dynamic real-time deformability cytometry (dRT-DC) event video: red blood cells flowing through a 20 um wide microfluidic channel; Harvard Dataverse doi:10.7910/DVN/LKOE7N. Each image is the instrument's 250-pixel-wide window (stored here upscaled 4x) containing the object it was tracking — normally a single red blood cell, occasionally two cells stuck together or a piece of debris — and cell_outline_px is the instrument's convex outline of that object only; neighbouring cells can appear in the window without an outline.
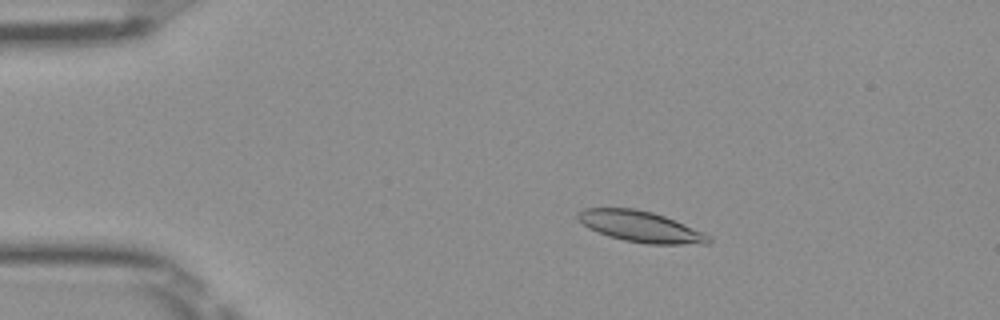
{"species": "Egyptian fruit bat (a non-hibernating species)", "species_latin": "Rousettus aegyptiacus", "temperature_condition": "room temperature", "stored_images_in_passage": 51, "camera_frame_rate_fps": 3000, "um_per_image_px": 0.085, "frame": {"image": 1, "passage_image": 10, "time_ms": 3.0, "image_size_px": [1000, 320], "cell_outline_px": [[712, 240], [708, 244], [648, 244], [624, 240], [608, 236], [588, 228], [576, 216], [584, 208], [636, 208], [652, 212], [664, 216], [704, 232], [712, 236]], "centroid_in_image_um": [54.49, 19.27], "position_along_channel_um": 30.5, "area_um2": 23.52}}
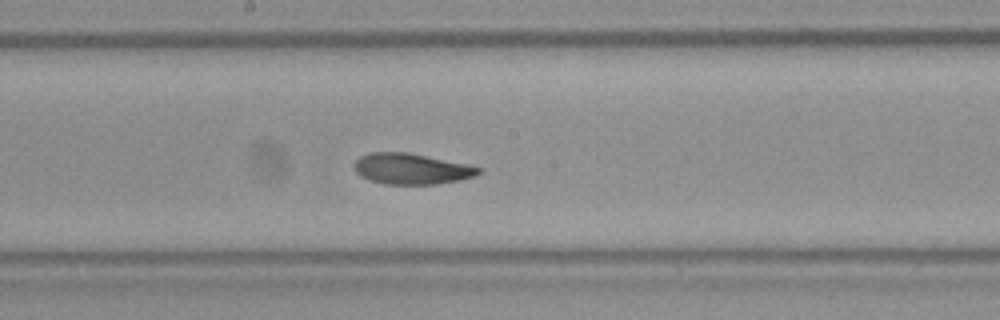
{"frame": {"image": 2, "passage_image": 28, "time_ms": 9.0, "image_size_px": [1000, 320], "cell_outline_px": [[480, 172], [476, 176], [460, 180], [436, 184], [384, 184], [368, 180], [360, 176], [356, 172], [356, 160], [360, 156], [368, 152], [408, 152], [468, 164], [480, 168]], "centroid_in_image_um": [34.97, 14.35], "position_along_channel_um": 213.2, "area_um2": 22.37}}
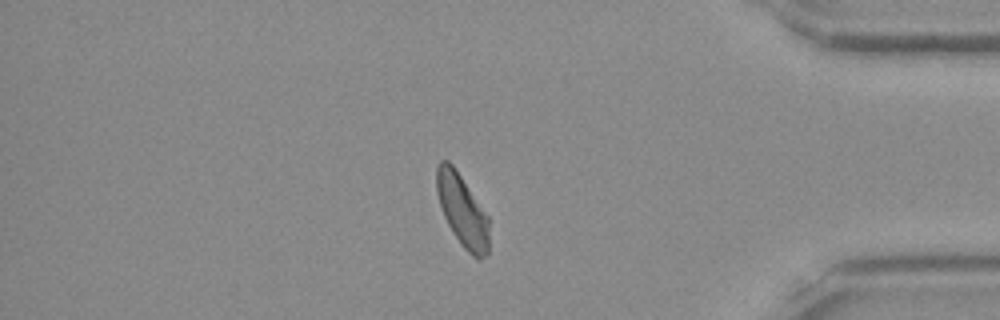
{"frame": {"image": 3, "passage_image": 44, "time_ms": 14.333, "image_size_px": [1000, 320], "cell_outline_px": [[488, 252], [480, 260], [472, 256], [464, 248], [448, 224], [444, 216], [440, 204], [436, 188], [436, 168], [440, 160], [448, 160], [452, 164], [488, 216]], "centroid_in_image_um": [39.28, 17.88], "position_along_channel_um": 395.9, "area_um2": 21.56}, "authors_computed_cell_mechanics": {"area_um2": 22.7154, "velocity_mm_per_s": 3.9867, "shape_relaxation_time_tau1_ms": 4.8244, "shape_relaxation_time_tau2_ms": 2.4663, "deformation_change_tau1": 0.142, "deformation_change_tau2": 0.0828}}